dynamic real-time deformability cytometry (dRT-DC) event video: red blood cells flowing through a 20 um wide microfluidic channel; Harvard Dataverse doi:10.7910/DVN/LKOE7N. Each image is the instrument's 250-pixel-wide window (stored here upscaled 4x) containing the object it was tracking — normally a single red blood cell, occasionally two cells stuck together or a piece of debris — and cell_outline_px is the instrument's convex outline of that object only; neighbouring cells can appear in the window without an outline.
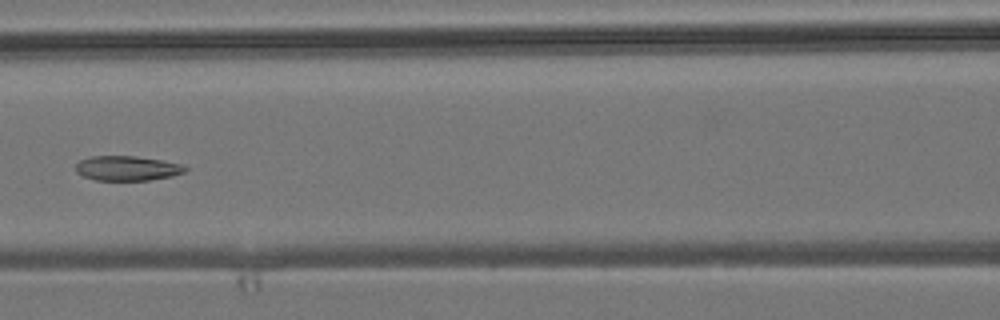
{"species": "common noctule bat (a hibernating species)", "species_latin": "Nyctalus noctula", "temperature_condition": "room temperature", "stored_images_in_passage": 7, "camera_frame_rate_fps": 3000, "um_per_image_px": 0.085, "animal": {"sex": "male", "body_mass_g": 19.2, "forearm_length_mm": 51.8}, "frame": {"image": 1, "passage_image": 7, "time_ms": 7.0, "image_size_px": [1000, 320], "cell_outline_px": [[188, 168], [184, 172], [172, 176], [148, 180], [96, 180], [84, 176], [76, 172], [76, 164], [80, 160], [92, 156], [136, 156], [184, 164]], "centroid_in_image_um": [10.82, 14.3], "position_along_channel_um": 155.8, "area_um2": 15.72}}